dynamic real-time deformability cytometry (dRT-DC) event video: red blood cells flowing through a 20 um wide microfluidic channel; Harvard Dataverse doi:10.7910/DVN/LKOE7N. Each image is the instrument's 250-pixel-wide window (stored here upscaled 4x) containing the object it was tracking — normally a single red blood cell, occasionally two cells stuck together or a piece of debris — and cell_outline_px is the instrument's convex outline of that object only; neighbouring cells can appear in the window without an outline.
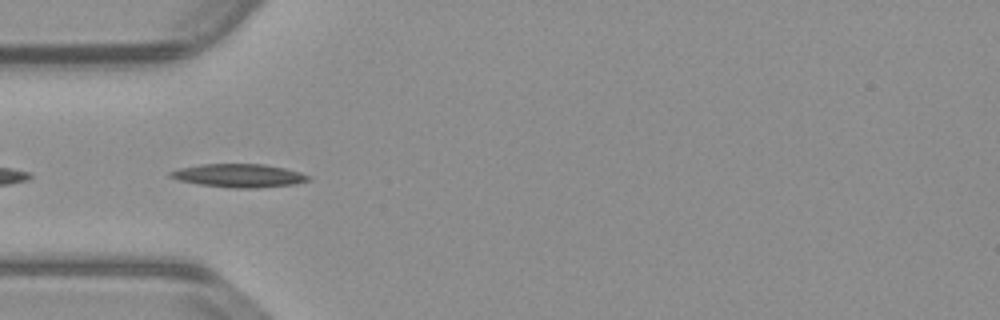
{"species": "common noctule bat (a hibernating species)", "species_latin": "Nyctalus noctula", "temperature_condition": "warm", "stored_images_in_passage": 39, "camera_frame_rate_fps": 3000, "um_per_image_px": 0.085, "animal": {"sex": "male", "body_mass_g": 23.1, "forearm_length_mm": 52.7}, "frame": {"image": 1, "passage_image": 2, "time_ms": 0.333, "image_size_px": [1000, 320], "cell_outline_px": [[312, 180], [296, 184], [256, 188], [232, 188], [200, 184], [180, 180], [168, 176], [168, 172], [180, 168], [200, 164], [264, 164], [284, 168], [300, 172], [312, 176]], "centroid_in_image_um": [20.36, 14.92], "position_along_channel_um": 64.6, "area_um2": 18.84}}
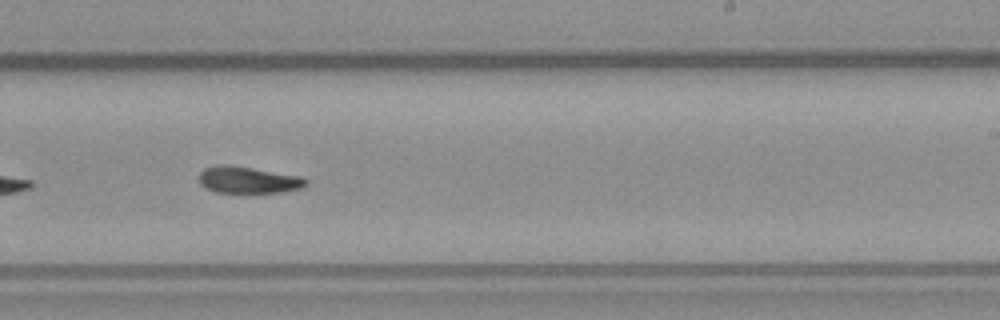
{"frame": {"image": 2, "passage_image": 18, "time_ms": 5.667, "image_size_px": [1000, 320], "cell_outline_px": [[308, 184], [300, 188], [284, 192], [216, 192], [204, 188], [200, 184], [200, 172], [204, 168], [216, 164], [228, 164], [300, 176], [308, 180]], "centroid_in_image_um": [21.07, 15.28], "position_along_channel_um": 267.9, "area_um2": 16.65}}
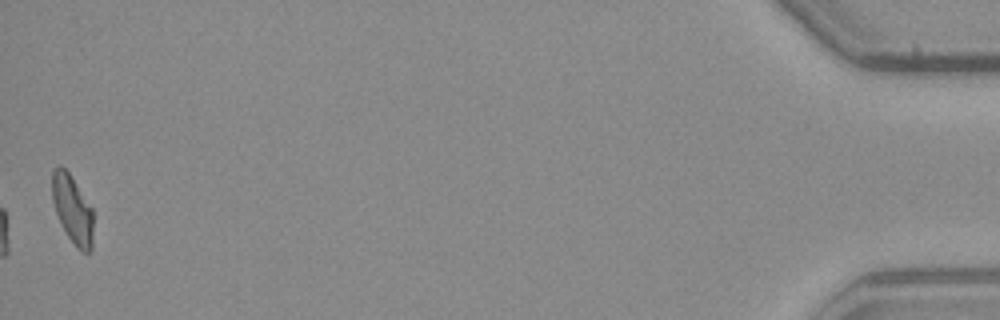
{"frame": {"image": 3, "passage_image": 39, "time_ms": 12.667, "image_size_px": [1000, 320], "cell_outline_px": [[92, 252], [80, 252], [76, 248], [68, 236], [56, 212], [52, 200], [52, 168], [60, 164], [68, 172], [92, 208]], "centroid_in_image_um": [6.15, 17.79], "position_along_channel_um": 429.1, "area_um2": 16.18}, "authors_computed_cell_mechanics": {"area_um2": 16.8776, "velocity_mm_per_s": 3.7975, "shape_relaxation_time_tau1_ms": 4.2871, "shape_relaxation_time_tau2_ms": 5.5109, "deformation_change_tau1": 0.1748, "deformation_change_tau2": 0.1359}}